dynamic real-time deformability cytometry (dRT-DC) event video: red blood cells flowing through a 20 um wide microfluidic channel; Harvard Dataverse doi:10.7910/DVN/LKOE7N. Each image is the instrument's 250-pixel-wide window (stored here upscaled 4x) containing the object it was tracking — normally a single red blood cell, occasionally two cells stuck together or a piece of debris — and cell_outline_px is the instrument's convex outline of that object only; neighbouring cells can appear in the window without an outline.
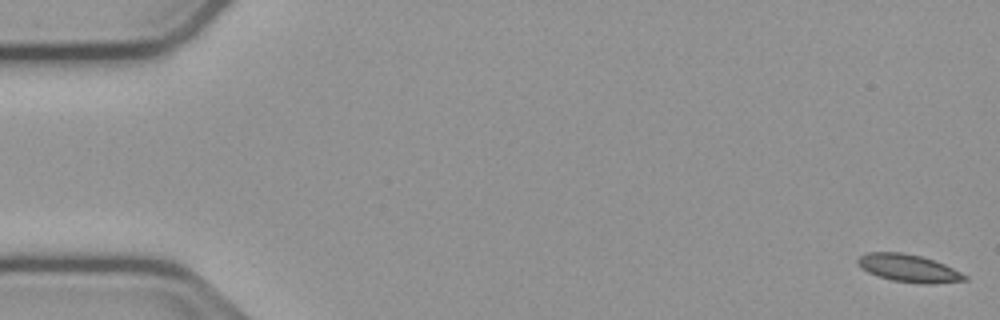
{"species": "common noctule bat (a hibernating species)", "species_latin": "Nyctalus noctula", "temperature_condition": "cold", "stored_images_in_passage": 56, "camera_frame_rate_fps": 3000, "um_per_image_px": 0.085, "animal": {"sex": "male", "body_mass_g": 23.1, "forearm_length_mm": 52.7}, "frame": {"image": 1, "passage_image": 1, "time_ms": 0.0, "image_size_px": [1000, 320], "cell_outline_px": [[968, 280], [932, 284], [924, 284], [892, 280], [868, 272], [856, 260], [860, 256], [868, 252], [900, 252], [920, 256], [944, 264], [968, 276]], "centroid_in_image_um": [77.27, 22.8], "position_along_channel_um": 7.7, "area_um2": 16.88}}
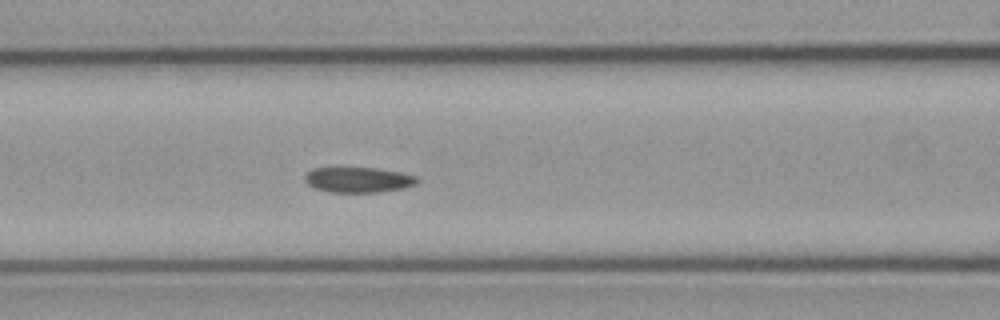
{"frame": {"image": 2, "passage_image": 23, "time_ms": 7.333, "image_size_px": [1000, 320], "cell_outline_px": [[420, 180], [416, 184], [404, 188], [376, 192], [328, 192], [312, 188], [304, 180], [304, 176], [312, 168], [376, 168], [400, 172], [420, 176]], "centroid_in_image_um": [30.47, 15.28], "position_along_channel_um": 136.1, "area_um2": 16.76}}
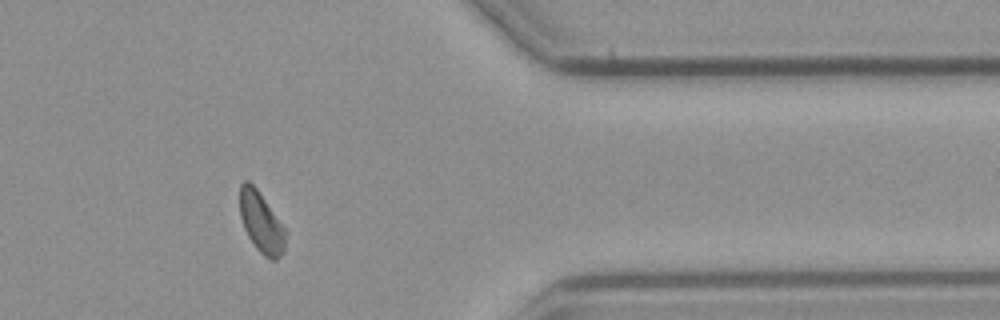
{"frame": {"image": 3, "passage_image": 45, "time_ms": 14.667, "image_size_px": [1000, 320], "cell_outline_px": [[288, 232], [284, 252], [276, 260], [272, 260], [264, 256], [256, 248], [248, 236], [244, 228], [240, 216], [240, 184], [244, 180], [248, 180], [256, 188]], "centroid_in_image_um": [22.23, 18.93], "position_along_channel_um": 389.2, "area_um2": 16.24}, "authors_computed_cell_mechanics": {"area_um2": 17.0221, "velocity_mm_per_s": 3.7475, "shape_relaxation_time_tau1_ms": null, "shape_relaxation_time_tau2_ms": 10.3489, "deformation_change_tau1": null, "deformation_change_tau2": 0.1347}}